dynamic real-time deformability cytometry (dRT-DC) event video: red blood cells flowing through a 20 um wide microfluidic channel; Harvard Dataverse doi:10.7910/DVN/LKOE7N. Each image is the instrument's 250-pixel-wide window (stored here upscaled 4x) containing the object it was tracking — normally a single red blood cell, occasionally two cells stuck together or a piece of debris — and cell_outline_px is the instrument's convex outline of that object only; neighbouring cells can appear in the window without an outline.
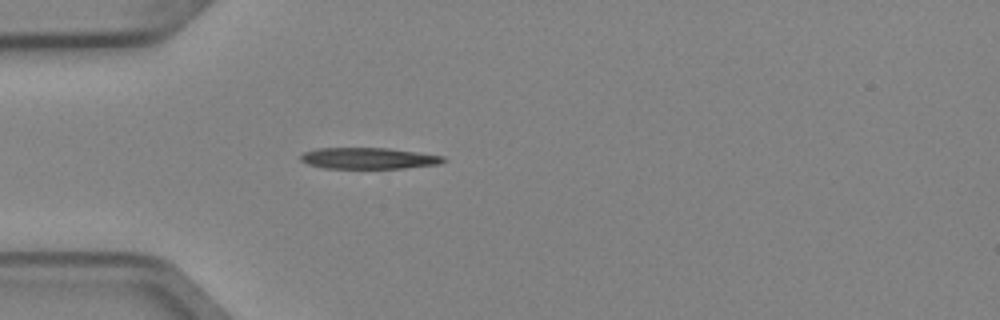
{"species": "Egyptian fruit bat (a non-hibernating species)", "species_latin": "Rousettus aegyptiacus", "temperature_condition": "cold", "stored_images_in_passage": 5, "camera_frame_rate_fps": 3000, "um_per_image_px": 0.085, "animal": {"sex": "female"}, "frame": {"image": 1, "passage_image": 5, "time_ms": 1.333, "image_size_px": [1000, 320], "cell_outline_px": [[448, 160], [440, 164], [404, 168], [324, 168], [308, 164], [300, 160], [300, 156], [304, 152], [316, 148], [388, 148], [420, 152], [444, 156]], "centroid_in_image_um": [31.36, 13.45], "position_along_channel_um": 53.6, "area_um2": 17.8}}